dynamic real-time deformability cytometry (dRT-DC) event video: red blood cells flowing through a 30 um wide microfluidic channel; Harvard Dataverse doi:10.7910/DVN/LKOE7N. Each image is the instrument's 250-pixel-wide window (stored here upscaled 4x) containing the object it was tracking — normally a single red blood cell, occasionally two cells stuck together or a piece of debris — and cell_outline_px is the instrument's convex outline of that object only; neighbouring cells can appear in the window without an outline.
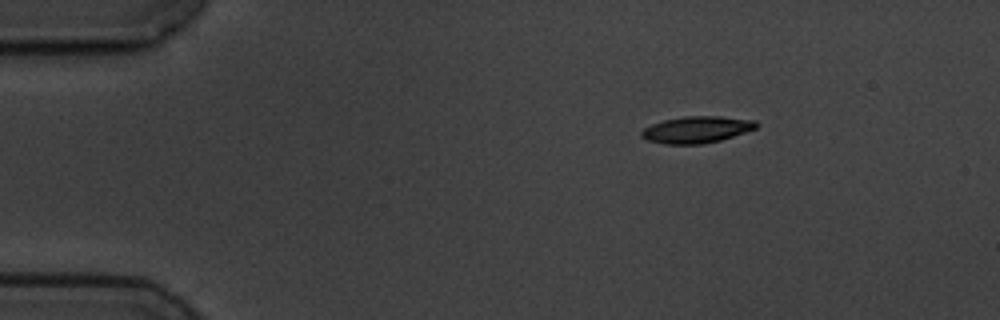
{"species": "common noctule bat (a hibernating species)", "species_latin": "Nyctalus noctula", "temperature_condition": "cold", "stored_images_in_passage": 4, "camera_frame_rate_fps": 3000, "um_per_image_px": 0.085, "animal": {"sex": "male", "body_mass_g": 19.5, "forearm_length_mm": 54.6}, "frame": {"image": 1, "passage_image": 1, "time_ms": 0.0, "image_size_px": [1000, 320], "cell_outline_px": [[760, 124], [756, 128], [720, 140], [704, 144], [664, 144], [648, 140], [640, 136], [640, 132], [644, 128], [652, 124], [664, 120], [684, 116], [720, 116], [756, 120]], "centroid_in_image_um": [59.21, 11.01], "position_along_channel_um": 25.8, "area_um2": 17.86}}
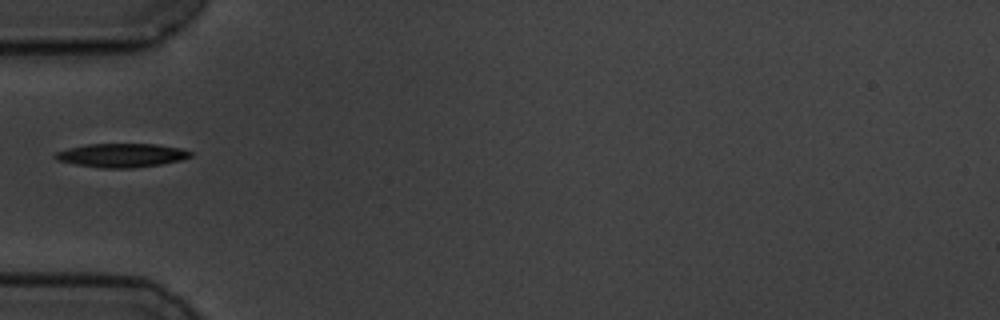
{"frame": {"image": 2, "passage_image": 4, "time_ms": 3.333, "image_size_px": [1000, 320], "cell_outline_px": [[192, 156], [180, 160], [160, 164], [132, 168], [100, 168], [76, 164], [56, 160], [52, 156], [56, 152], [68, 148], [88, 144], [156, 144], [180, 148], [192, 152]], "centroid_in_image_um": [10.31, 13.2], "position_along_channel_um": 74.7, "area_um2": 18.67}}